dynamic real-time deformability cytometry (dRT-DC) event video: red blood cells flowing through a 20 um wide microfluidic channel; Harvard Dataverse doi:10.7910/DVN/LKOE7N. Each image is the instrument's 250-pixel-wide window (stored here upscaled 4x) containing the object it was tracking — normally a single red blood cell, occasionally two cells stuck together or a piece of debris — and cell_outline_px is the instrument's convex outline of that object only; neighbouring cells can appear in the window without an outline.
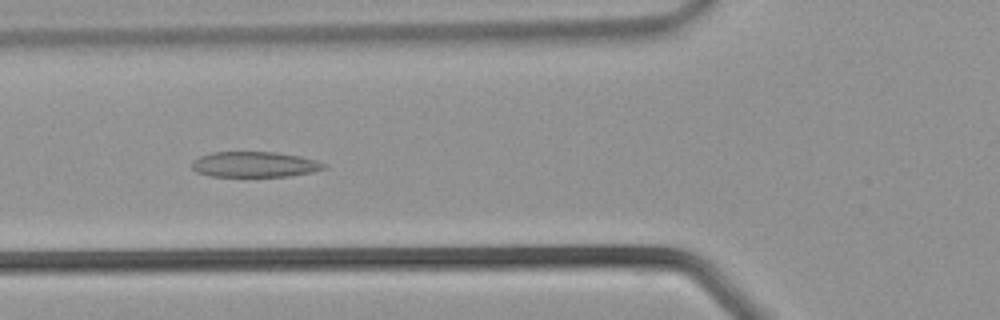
{"species": "common noctule bat (a hibernating species)", "species_latin": "Nyctalus noctula", "temperature_condition": "warm", "stored_images_in_passage": 29, "camera_frame_rate_fps": 3000, "um_per_image_px": 0.085, "animal": {"sex": "male", "body_mass_g": 21.5, "forearm_length_mm": 52.0}, "frame": {"image": 1, "passage_image": 6, "time_ms": 1.667, "image_size_px": [1000, 320], "cell_outline_px": [[328, 164], [324, 168], [312, 172], [288, 176], [208, 176], [196, 172], [192, 168], [192, 160], [200, 156], [212, 152], [276, 152], [300, 156], [316, 160]], "centroid_in_image_um": [21.62, 13.97], "position_along_channel_um": 104.2, "area_um2": 19.65}}
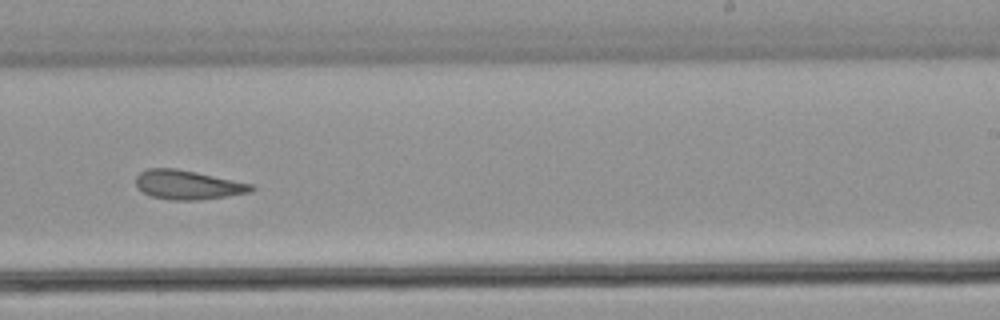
{"frame": {"image": 2, "passage_image": 15, "time_ms": 4.667, "image_size_px": [1000, 320], "cell_outline_px": [[256, 188], [252, 192], [228, 196], [196, 200], [172, 200], [152, 196], [136, 188], [136, 176], [140, 172], [148, 168], [176, 168], [196, 172], [252, 184]], "centroid_in_image_um": [15.96, 15.71], "position_along_channel_um": 273.0, "area_um2": 19.59}}
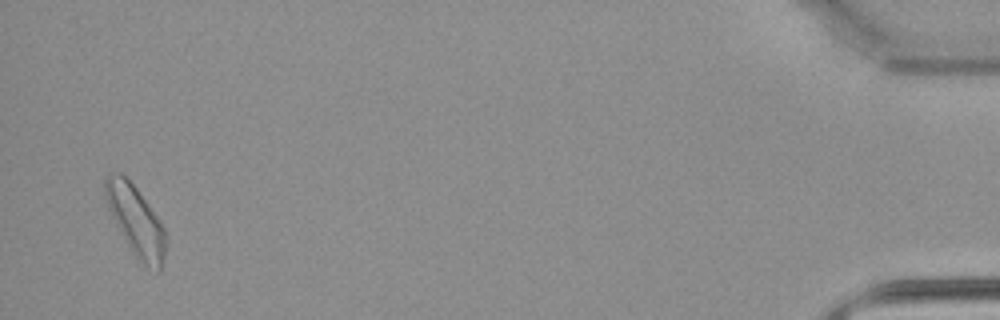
{"frame": {"image": 3, "passage_image": 28, "time_ms": 9.0, "image_size_px": [1000, 320], "cell_outline_px": [[168, 236], [164, 256], [160, 272], [156, 272], [148, 268], [136, 256], [128, 244], [108, 208], [104, 192], [104, 180], [108, 176], [116, 172], [120, 172], [136, 188], [160, 220]], "centroid_in_image_um": [11.58, 18.78], "position_along_channel_um": 423.6, "area_um2": 24.28}}